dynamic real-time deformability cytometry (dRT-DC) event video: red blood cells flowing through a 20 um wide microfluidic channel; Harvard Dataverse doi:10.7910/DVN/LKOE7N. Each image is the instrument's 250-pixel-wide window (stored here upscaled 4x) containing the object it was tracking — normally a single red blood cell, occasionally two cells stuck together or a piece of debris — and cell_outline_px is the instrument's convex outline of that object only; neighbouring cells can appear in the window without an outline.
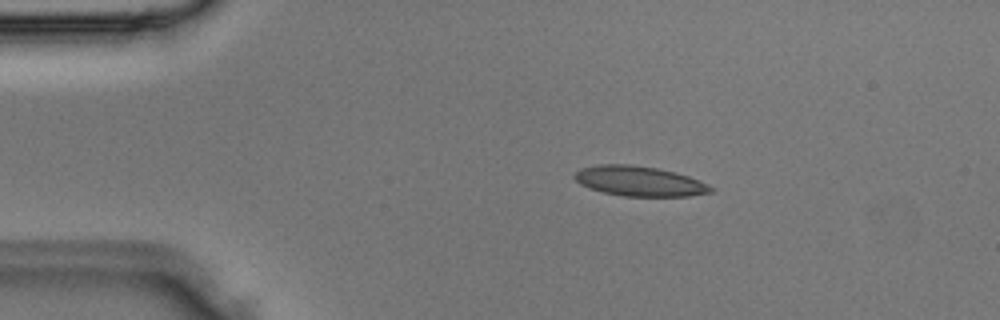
{"species": "Egyptian fruit bat (a non-hibernating species)", "species_latin": "Rousettus aegyptiacus", "temperature_condition": "room temperature", "stored_images_in_passage": 2, "camera_frame_rate_fps": 3000, "um_per_image_px": 0.085, "animal": {"sex": "male"}, "frame": {"image": 1, "passage_image": 1, "time_ms": 0.0, "image_size_px": [1000, 320], "cell_outline_px": [[712, 192], [688, 196], [624, 196], [604, 192], [588, 188], [580, 184], [572, 176], [580, 168], [600, 164], [628, 164], [656, 168], [676, 172], [688, 176], [708, 184], [712, 188]], "centroid_in_image_um": [54.31, 15.39], "position_along_channel_um": 30.7, "area_um2": 23.7}}